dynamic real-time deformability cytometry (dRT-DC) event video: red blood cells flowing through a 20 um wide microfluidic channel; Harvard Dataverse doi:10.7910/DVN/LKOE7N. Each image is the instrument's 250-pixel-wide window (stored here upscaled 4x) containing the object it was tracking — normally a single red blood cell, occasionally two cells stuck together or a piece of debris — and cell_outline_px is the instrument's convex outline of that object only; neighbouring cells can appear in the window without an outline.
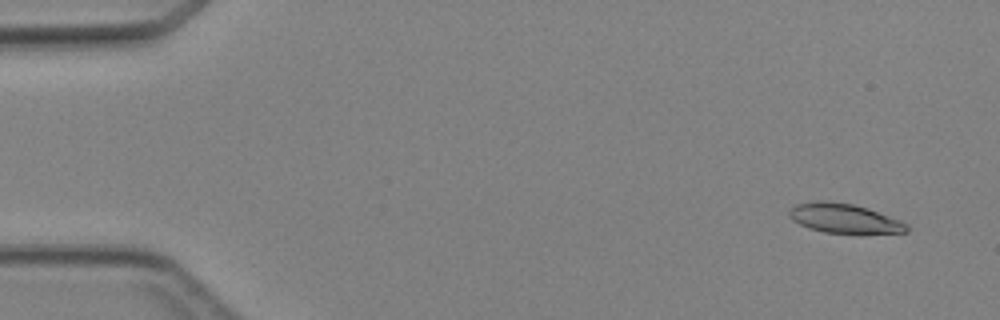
{"species": "Egyptian fruit bat (a non-hibernating species)", "species_latin": "Rousettus aegyptiacus", "temperature_condition": "cold", "stored_images_in_passage": 4, "camera_frame_rate_fps": 3000, "um_per_image_px": 0.085, "animal": {"sex": "female"}, "frame": {"image": 1, "passage_image": 1, "time_ms": 0.0, "image_size_px": [1000, 320], "cell_outline_px": [[908, 232], [860, 236], [824, 232], [808, 228], [792, 220], [788, 216], [788, 212], [796, 204], [816, 200], [824, 200], [852, 204], [868, 208], [900, 220], [908, 224]], "centroid_in_image_um": [71.81, 18.61], "position_along_channel_um": 13.2, "area_um2": 21.04}}
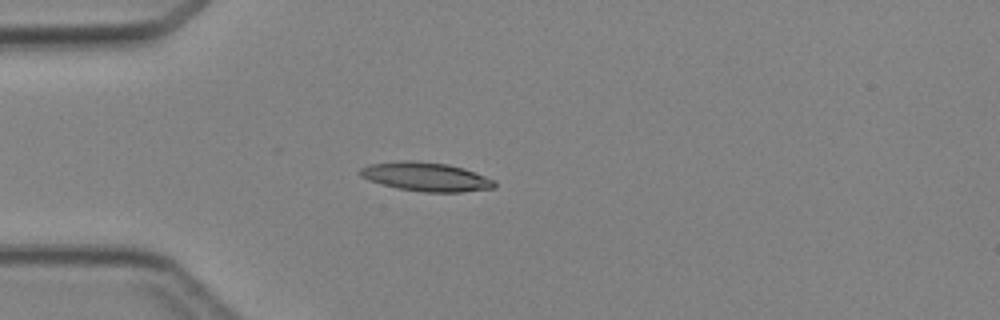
{"frame": {"image": 2, "passage_image": 4, "time_ms": 3.333, "image_size_px": [1000, 320], "cell_outline_px": [[496, 188], [460, 192], [424, 192], [400, 188], [368, 180], [360, 176], [356, 172], [360, 168], [368, 164], [400, 160], [416, 160], [448, 164], [464, 168], [496, 180]], "centroid_in_image_um": [36.21, 15.01], "position_along_channel_um": 48.8, "area_um2": 22.83}}